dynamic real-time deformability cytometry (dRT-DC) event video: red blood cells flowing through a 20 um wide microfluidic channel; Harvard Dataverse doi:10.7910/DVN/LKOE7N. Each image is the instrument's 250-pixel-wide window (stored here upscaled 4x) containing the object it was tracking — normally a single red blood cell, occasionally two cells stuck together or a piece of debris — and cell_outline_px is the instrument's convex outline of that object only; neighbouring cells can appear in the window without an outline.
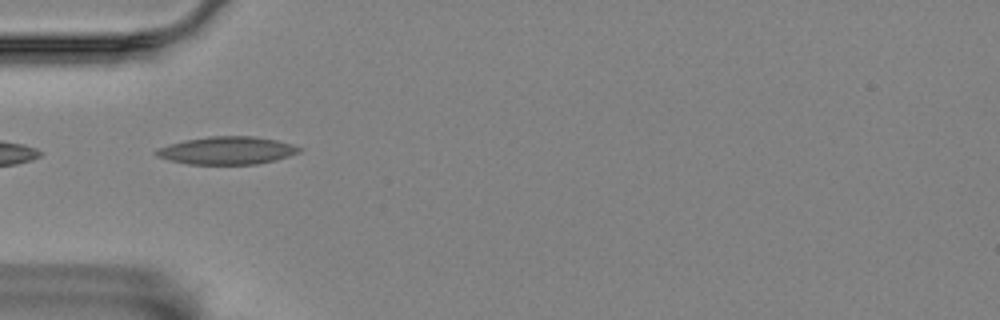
{"species": "Egyptian fruit bat (a non-hibernating species)", "species_latin": "Rousettus aegyptiacus", "temperature_condition": "room temperature", "stored_images_in_passage": 4, "camera_frame_rate_fps": 3000, "um_per_image_px": 0.085, "animal": {"sex": "female"}, "frame": {"image": 1, "passage_image": 2, "time_ms": 0.333, "image_size_px": [1000, 320], "cell_outline_px": [[304, 148], [300, 152], [276, 160], [256, 164], [188, 164], [168, 160], [156, 156], [152, 152], [156, 148], [184, 140], [208, 136], [252, 136], [276, 140], [292, 144]], "centroid_in_image_um": [19.27, 12.79], "position_along_channel_um": 65.7, "area_um2": 23.29}}
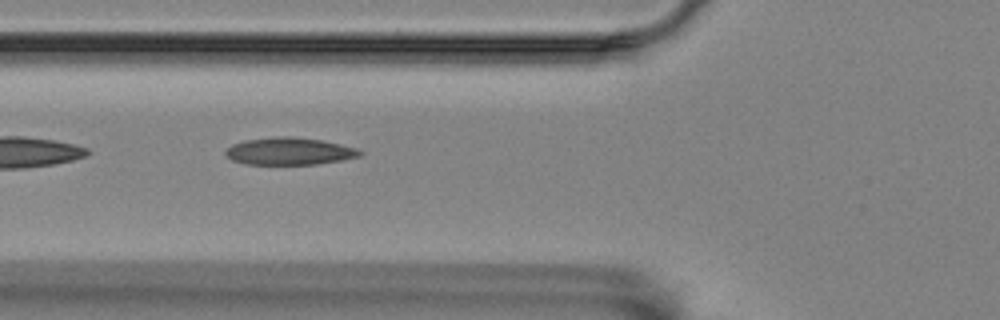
{"frame": {"image": 2, "passage_image": 3, "time_ms": 0.667, "image_size_px": [1000, 320], "cell_outline_px": [[364, 152], [360, 156], [340, 160], [316, 164], [248, 164], [232, 160], [224, 156], [224, 152], [232, 144], [244, 140], [276, 136], [292, 136], [324, 140], [356, 148]], "centroid_in_image_um": [24.57, 12.84], "position_along_channel_um": 101.2, "area_um2": 21.44}}
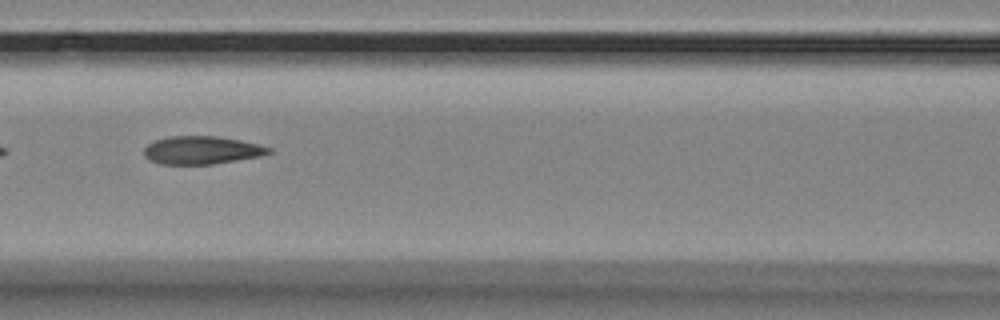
{"frame": {"image": 3, "passage_image": 4, "time_ms": 1.0, "image_size_px": [1000, 320], "cell_outline_px": [[272, 152], [260, 156], [212, 164], [160, 164], [148, 160], [144, 156], [144, 148], [152, 140], [168, 136], [220, 136], [260, 144], [272, 148]], "centroid_in_image_um": [17.12, 12.75], "position_along_channel_um": 149.5, "area_um2": 20.58}}